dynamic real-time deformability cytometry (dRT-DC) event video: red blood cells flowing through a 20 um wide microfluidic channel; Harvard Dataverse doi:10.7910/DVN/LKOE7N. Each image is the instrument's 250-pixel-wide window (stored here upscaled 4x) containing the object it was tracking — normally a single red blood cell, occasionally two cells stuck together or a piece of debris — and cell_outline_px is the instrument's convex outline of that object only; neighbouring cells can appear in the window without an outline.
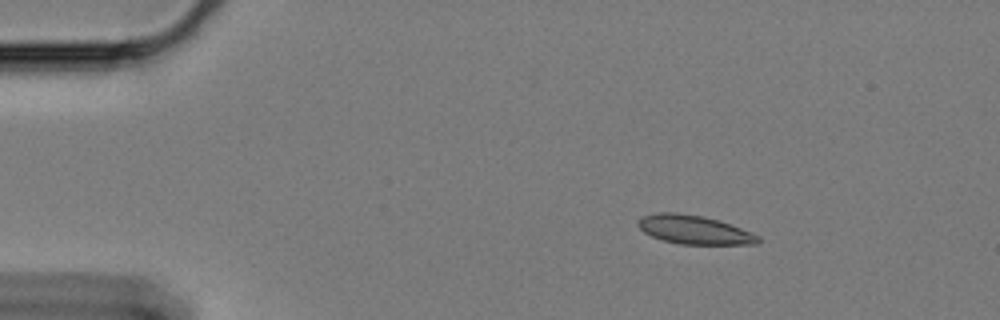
{"species": "Egyptian fruit bat (a non-hibernating species)", "species_latin": "Rousettus aegyptiacus", "temperature_condition": "cold", "stored_images_in_passage": 52, "camera_frame_rate_fps": 3000, "um_per_image_px": 0.085, "animal": {"sex": "female"}, "frame": {"image": 1, "passage_image": 1, "time_ms": 0.0, "image_size_px": [1000, 320], "cell_outline_px": [[760, 240], [756, 244], [680, 244], [664, 240], [652, 236], [644, 232], [636, 224], [644, 216], [660, 212], [676, 212], [704, 216], [720, 220], [760, 236]], "centroid_in_image_um": [59.02, 19.52], "position_along_channel_um": 26.0, "area_um2": 19.94}}
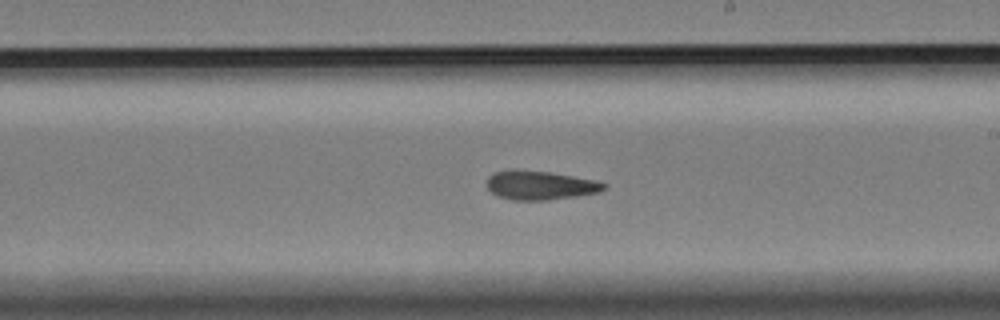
{"frame": {"image": 2, "passage_image": 27, "time_ms": 8.667, "image_size_px": [1000, 320], "cell_outline_px": [[608, 188], [600, 192], [576, 196], [548, 200], [512, 200], [496, 196], [488, 188], [488, 176], [492, 172], [512, 168], [548, 172], [572, 176], [592, 180], [608, 184]], "centroid_in_image_um": [45.88, 15.74], "position_along_channel_um": 243.1, "area_um2": 19.94}}
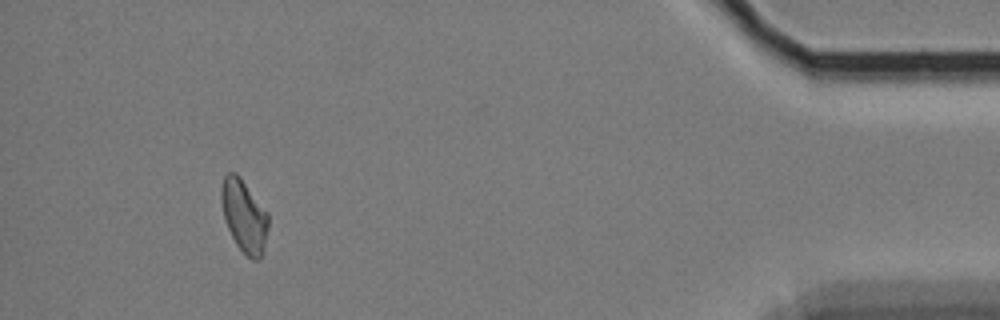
{"frame": {"image": 3, "passage_image": 48, "time_ms": 15.667, "image_size_px": [1000, 320], "cell_outline_px": [[268, 228], [264, 252], [260, 260], [252, 260], [236, 244], [224, 220], [220, 200], [220, 188], [224, 176], [228, 172], [236, 172], [240, 176], [268, 212]], "centroid_in_image_um": [20.75, 18.34], "position_along_channel_um": 414.5, "area_um2": 20.17}, "authors_computed_cell_mechanics": {"area_um2": 20.0566, "velocity_mm_per_s": 3.2926, "shape_relaxation_time_tau1_ms": null, "shape_relaxation_time_tau2_ms": 6.4161, "deformation_change_tau1": null, "deformation_change_tau2": 0.129}}